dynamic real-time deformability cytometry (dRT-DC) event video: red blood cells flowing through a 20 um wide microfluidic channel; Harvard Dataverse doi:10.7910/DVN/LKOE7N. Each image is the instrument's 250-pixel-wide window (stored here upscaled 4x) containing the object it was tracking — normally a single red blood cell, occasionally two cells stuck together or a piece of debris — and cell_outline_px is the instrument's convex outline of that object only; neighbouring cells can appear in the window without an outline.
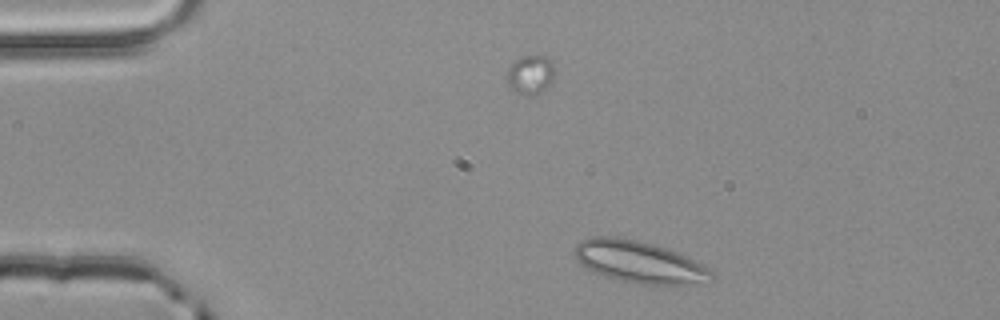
{"species": "common noctule bat (a hibernating species)", "species_latin": "Nyctalus noctula", "temperature_condition": "room temperature", "stored_images_in_passage": 3, "camera_frame_rate_fps": 3000, "um_per_image_px": 0.085, "animal": {"sex": "male", "body_mass_g": 20.4}, "frame": {"image": 1, "passage_image": 2, "time_ms": 0.333, "image_size_px": [1000, 320], "cell_outline_px": [[716, 276], [712, 280], [688, 284], [640, 284], [616, 280], [592, 272], [580, 264], [576, 260], [572, 248], [580, 240], [592, 236], [616, 236], [636, 240], [652, 244], [676, 252], [708, 268]], "centroid_in_image_um": [54.23, 22.26], "position_along_channel_um": 30.8, "area_um2": 33.47}}